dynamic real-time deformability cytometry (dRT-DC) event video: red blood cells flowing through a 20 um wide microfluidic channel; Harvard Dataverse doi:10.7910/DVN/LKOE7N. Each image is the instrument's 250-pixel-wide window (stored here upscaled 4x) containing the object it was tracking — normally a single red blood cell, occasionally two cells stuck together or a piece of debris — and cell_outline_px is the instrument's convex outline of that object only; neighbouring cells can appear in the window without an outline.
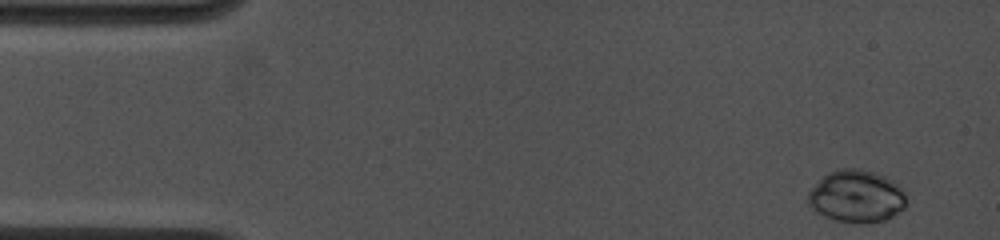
{"species": "common noctule bat (a hibernating species)", "species_latin": "Nyctalus noctula", "temperature_condition": "cold", "stored_images_in_passage": 6, "camera_frame_rate_fps": 4500, "um_per_image_px": 0.085, "animal": {"sex": "female", "body_mass_g": 19.0, "forearm_length_mm": 53.3}, "frame": {"image": 1, "passage_image": 1, "time_ms": 0.0, "image_size_px": [1000, 240], "cell_outline_px": [[908, 200], [904, 208], [892, 216], [884, 220], [836, 220], [824, 216], [816, 212], [808, 204], [808, 192], [828, 172], [840, 168], [860, 168], [884, 176], [892, 180], [904, 192]], "centroid_in_image_um": [72.8, 16.64], "position_along_channel_um": 12.2, "area_um2": 29.25}}
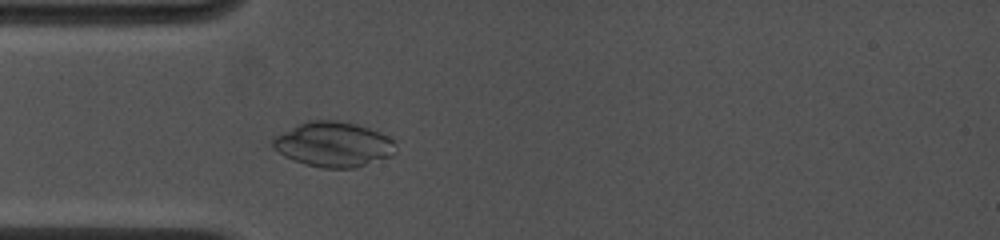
{"frame": {"image": 2, "passage_image": 6, "time_ms": 3.778, "image_size_px": [1000, 240], "cell_outline_px": [[396, 152], [392, 156], [352, 168], [324, 168], [304, 164], [284, 156], [272, 144], [272, 136], [308, 120], [336, 120], [356, 124], [380, 132], [388, 136], [396, 144]], "centroid_in_image_um": [28.35, 12.26], "position_along_channel_um": 56.7, "area_um2": 32.14}}